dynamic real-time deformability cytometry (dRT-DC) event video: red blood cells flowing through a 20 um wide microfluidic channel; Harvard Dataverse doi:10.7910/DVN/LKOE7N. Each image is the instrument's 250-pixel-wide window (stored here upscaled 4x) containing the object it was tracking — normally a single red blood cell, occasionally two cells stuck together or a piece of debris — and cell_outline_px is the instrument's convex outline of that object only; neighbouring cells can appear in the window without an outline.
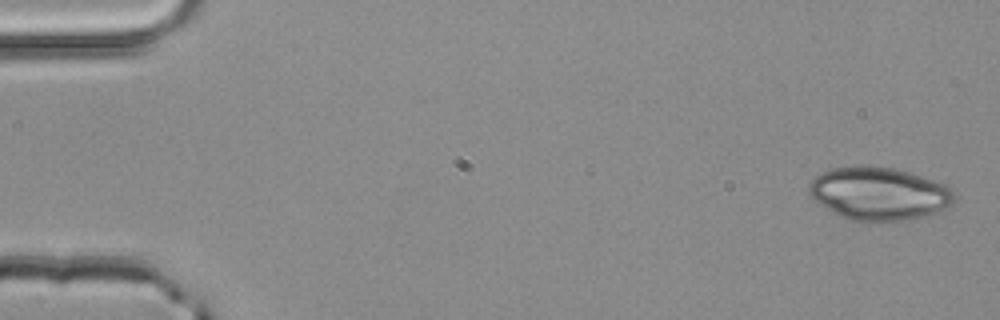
{"species": "common noctule bat (a hibernating species)", "species_latin": "Nyctalus noctula", "temperature_condition": "room temperature", "stored_images_in_passage": 3, "camera_frame_rate_fps": 3000, "um_per_image_px": 0.085, "animal": {"sex": "male", "body_mass_g": 20.4}, "frame": {"image": 1, "passage_image": 1, "time_ms": 0.0, "image_size_px": [1000, 320], "cell_outline_px": [[956, 200], [952, 204], [936, 212], [904, 220], [852, 220], [840, 216], [832, 212], [816, 200], [808, 192], [808, 184], [816, 176], [832, 168], [856, 164], [868, 164], [896, 168], [944, 184], [952, 188], [956, 192]], "centroid_in_image_um": [74.71, 16.41], "position_along_channel_um": 10.3, "area_um2": 44.74}}